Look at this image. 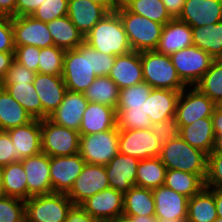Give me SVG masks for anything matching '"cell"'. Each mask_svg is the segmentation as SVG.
Returning <instances> with one entry per match:
<instances>
[{"instance_id":"obj_12","label":"cell","mask_w":222,"mask_h":222,"mask_svg":"<svg viewBox=\"0 0 222 222\" xmlns=\"http://www.w3.org/2000/svg\"><path fill=\"white\" fill-rule=\"evenodd\" d=\"M162 143L150 128L119 130V153L144 160L159 157Z\"/></svg>"},{"instance_id":"obj_58","label":"cell","mask_w":222,"mask_h":222,"mask_svg":"<svg viewBox=\"0 0 222 222\" xmlns=\"http://www.w3.org/2000/svg\"><path fill=\"white\" fill-rule=\"evenodd\" d=\"M16 0H0V15L4 17H15Z\"/></svg>"},{"instance_id":"obj_29","label":"cell","mask_w":222,"mask_h":222,"mask_svg":"<svg viewBox=\"0 0 222 222\" xmlns=\"http://www.w3.org/2000/svg\"><path fill=\"white\" fill-rule=\"evenodd\" d=\"M180 91L153 88L146 99V114L152 122L175 119Z\"/></svg>"},{"instance_id":"obj_2","label":"cell","mask_w":222,"mask_h":222,"mask_svg":"<svg viewBox=\"0 0 222 222\" xmlns=\"http://www.w3.org/2000/svg\"><path fill=\"white\" fill-rule=\"evenodd\" d=\"M84 42L107 55H125L132 51L122 20L116 11L108 12L84 36Z\"/></svg>"},{"instance_id":"obj_46","label":"cell","mask_w":222,"mask_h":222,"mask_svg":"<svg viewBox=\"0 0 222 222\" xmlns=\"http://www.w3.org/2000/svg\"><path fill=\"white\" fill-rule=\"evenodd\" d=\"M40 49L36 46H15L14 60L29 70L38 73Z\"/></svg>"},{"instance_id":"obj_17","label":"cell","mask_w":222,"mask_h":222,"mask_svg":"<svg viewBox=\"0 0 222 222\" xmlns=\"http://www.w3.org/2000/svg\"><path fill=\"white\" fill-rule=\"evenodd\" d=\"M26 173L28 199L32 196L53 193L50 181V157L45 153L21 160Z\"/></svg>"},{"instance_id":"obj_39","label":"cell","mask_w":222,"mask_h":222,"mask_svg":"<svg viewBox=\"0 0 222 222\" xmlns=\"http://www.w3.org/2000/svg\"><path fill=\"white\" fill-rule=\"evenodd\" d=\"M164 185L188 198L196 195L205 186L197 174L174 169H167Z\"/></svg>"},{"instance_id":"obj_21","label":"cell","mask_w":222,"mask_h":222,"mask_svg":"<svg viewBox=\"0 0 222 222\" xmlns=\"http://www.w3.org/2000/svg\"><path fill=\"white\" fill-rule=\"evenodd\" d=\"M138 163V159L118 152L116 156L105 165L110 188H114L118 192L125 194L135 186Z\"/></svg>"},{"instance_id":"obj_24","label":"cell","mask_w":222,"mask_h":222,"mask_svg":"<svg viewBox=\"0 0 222 222\" xmlns=\"http://www.w3.org/2000/svg\"><path fill=\"white\" fill-rule=\"evenodd\" d=\"M108 76L120 90L143 82L141 52L131 51L125 55L116 56Z\"/></svg>"},{"instance_id":"obj_3","label":"cell","mask_w":222,"mask_h":222,"mask_svg":"<svg viewBox=\"0 0 222 222\" xmlns=\"http://www.w3.org/2000/svg\"><path fill=\"white\" fill-rule=\"evenodd\" d=\"M207 154L192 147L178 134L162 144L159 159L167 169L197 174L203 181L207 173Z\"/></svg>"},{"instance_id":"obj_59","label":"cell","mask_w":222,"mask_h":222,"mask_svg":"<svg viewBox=\"0 0 222 222\" xmlns=\"http://www.w3.org/2000/svg\"><path fill=\"white\" fill-rule=\"evenodd\" d=\"M215 204L218 218H222V190L215 189Z\"/></svg>"},{"instance_id":"obj_18","label":"cell","mask_w":222,"mask_h":222,"mask_svg":"<svg viewBox=\"0 0 222 222\" xmlns=\"http://www.w3.org/2000/svg\"><path fill=\"white\" fill-rule=\"evenodd\" d=\"M81 207L92 217L109 222L124 209V194L114 188H107L85 200Z\"/></svg>"},{"instance_id":"obj_60","label":"cell","mask_w":222,"mask_h":222,"mask_svg":"<svg viewBox=\"0 0 222 222\" xmlns=\"http://www.w3.org/2000/svg\"><path fill=\"white\" fill-rule=\"evenodd\" d=\"M103 5L109 12L115 11L119 6L113 0H90Z\"/></svg>"},{"instance_id":"obj_57","label":"cell","mask_w":222,"mask_h":222,"mask_svg":"<svg viewBox=\"0 0 222 222\" xmlns=\"http://www.w3.org/2000/svg\"><path fill=\"white\" fill-rule=\"evenodd\" d=\"M109 222H157L155 215L152 216H127L120 214Z\"/></svg>"},{"instance_id":"obj_56","label":"cell","mask_w":222,"mask_h":222,"mask_svg":"<svg viewBox=\"0 0 222 222\" xmlns=\"http://www.w3.org/2000/svg\"><path fill=\"white\" fill-rule=\"evenodd\" d=\"M14 61V52H0V81L4 79Z\"/></svg>"},{"instance_id":"obj_10","label":"cell","mask_w":222,"mask_h":222,"mask_svg":"<svg viewBox=\"0 0 222 222\" xmlns=\"http://www.w3.org/2000/svg\"><path fill=\"white\" fill-rule=\"evenodd\" d=\"M172 64L186 86H195L210 68L214 58L195 45L170 55Z\"/></svg>"},{"instance_id":"obj_55","label":"cell","mask_w":222,"mask_h":222,"mask_svg":"<svg viewBox=\"0 0 222 222\" xmlns=\"http://www.w3.org/2000/svg\"><path fill=\"white\" fill-rule=\"evenodd\" d=\"M172 18H178L182 13L185 0H161Z\"/></svg>"},{"instance_id":"obj_33","label":"cell","mask_w":222,"mask_h":222,"mask_svg":"<svg viewBox=\"0 0 222 222\" xmlns=\"http://www.w3.org/2000/svg\"><path fill=\"white\" fill-rule=\"evenodd\" d=\"M191 28L193 45L209 53L214 59H222V21Z\"/></svg>"},{"instance_id":"obj_16","label":"cell","mask_w":222,"mask_h":222,"mask_svg":"<svg viewBox=\"0 0 222 222\" xmlns=\"http://www.w3.org/2000/svg\"><path fill=\"white\" fill-rule=\"evenodd\" d=\"M157 222H186L188 197L162 185L152 190Z\"/></svg>"},{"instance_id":"obj_37","label":"cell","mask_w":222,"mask_h":222,"mask_svg":"<svg viewBox=\"0 0 222 222\" xmlns=\"http://www.w3.org/2000/svg\"><path fill=\"white\" fill-rule=\"evenodd\" d=\"M167 168L159 157L140 160L137 167L135 186L155 189L164 185Z\"/></svg>"},{"instance_id":"obj_41","label":"cell","mask_w":222,"mask_h":222,"mask_svg":"<svg viewBox=\"0 0 222 222\" xmlns=\"http://www.w3.org/2000/svg\"><path fill=\"white\" fill-rule=\"evenodd\" d=\"M123 6L134 14L163 25L173 19L161 0H127Z\"/></svg>"},{"instance_id":"obj_19","label":"cell","mask_w":222,"mask_h":222,"mask_svg":"<svg viewBox=\"0 0 222 222\" xmlns=\"http://www.w3.org/2000/svg\"><path fill=\"white\" fill-rule=\"evenodd\" d=\"M33 85L42 104V119L48 118L59 107L67 92L64 80L62 76L36 73Z\"/></svg>"},{"instance_id":"obj_63","label":"cell","mask_w":222,"mask_h":222,"mask_svg":"<svg viewBox=\"0 0 222 222\" xmlns=\"http://www.w3.org/2000/svg\"><path fill=\"white\" fill-rule=\"evenodd\" d=\"M212 222H222V218H217L216 220H214Z\"/></svg>"},{"instance_id":"obj_15","label":"cell","mask_w":222,"mask_h":222,"mask_svg":"<svg viewBox=\"0 0 222 222\" xmlns=\"http://www.w3.org/2000/svg\"><path fill=\"white\" fill-rule=\"evenodd\" d=\"M15 46L31 45L45 48L54 45L46 22L31 15L12 17Z\"/></svg>"},{"instance_id":"obj_44","label":"cell","mask_w":222,"mask_h":222,"mask_svg":"<svg viewBox=\"0 0 222 222\" xmlns=\"http://www.w3.org/2000/svg\"><path fill=\"white\" fill-rule=\"evenodd\" d=\"M205 187L222 190V149L217 147L207 156Z\"/></svg>"},{"instance_id":"obj_5","label":"cell","mask_w":222,"mask_h":222,"mask_svg":"<svg viewBox=\"0 0 222 222\" xmlns=\"http://www.w3.org/2000/svg\"><path fill=\"white\" fill-rule=\"evenodd\" d=\"M123 23L132 51L156 50L163 24L128 11L123 5L115 10Z\"/></svg>"},{"instance_id":"obj_27","label":"cell","mask_w":222,"mask_h":222,"mask_svg":"<svg viewBox=\"0 0 222 222\" xmlns=\"http://www.w3.org/2000/svg\"><path fill=\"white\" fill-rule=\"evenodd\" d=\"M178 134L192 147L203 151L207 155L219 147L211 117L198 119L187 126L178 127Z\"/></svg>"},{"instance_id":"obj_47","label":"cell","mask_w":222,"mask_h":222,"mask_svg":"<svg viewBox=\"0 0 222 222\" xmlns=\"http://www.w3.org/2000/svg\"><path fill=\"white\" fill-rule=\"evenodd\" d=\"M36 73L17 61H13L1 84L33 83Z\"/></svg>"},{"instance_id":"obj_54","label":"cell","mask_w":222,"mask_h":222,"mask_svg":"<svg viewBox=\"0 0 222 222\" xmlns=\"http://www.w3.org/2000/svg\"><path fill=\"white\" fill-rule=\"evenodd\" d=\"M213 130L216 136L218 145L222 143V106H217L211 116Z\"/></svg>"},{"instance_id":"obj_13","label":"cell","mask_w":222,"mask_h":222,"mask_svg":"<svg viewBox=\"0 0 222 222\" xmlns=\"http://www.w3.org/2000/svg\"><path fill=\"white\" fill-rule=\"evenodd\" d=\"M109 187L105 166L86 163L67 196L74 205H81L89 197Z\"/></svg>"},{"instance_id":"obj_22","label":"cell","mask_w":222,"mask_h":222,"mask_svg":"<svg viewBox=\"0 0 222 222\" xmlns=\"http://www.w3.org/2000/svg\"><path fill=\"white\" fill-rule=\"evenodd\" d=\"M88 103L83 93L67 90L59 107L48 118L57 125L79 132Z\"/></svg>"},{"instance_id":"obj_30","label":"cell","mask_w":222,"mask_h":222,"mask_svg":"<svg viewBox=\"0 0 222 222\" xmlns=\"http://www.w3.org/2000/svg\"><path fill=\"white\" fill-rule=\"evenodd\" d=\"M217 218L214 188L204 186L188 199L186 222H212Z\"/></svg>"},{"instance_id":"obj_43","label":"cell","mask_w":222,"mask_h":222,"mask_svg":"<svg viewBox=\"0 0 222 222\" xmlns=\"http://www.w3.org/2000/svg\"><path fill=\"white\" fill-rule=\"evenodd\" d=\"M0 222H25V200L1 194Z\"/></svg>"},{"instance_id":"obj_34","label":"cell","mask_w":222,"mask_h":222,"mask_svg":"<svg viewBox=\"0 0 222 222\" xmlns=\"http://www.w3.org/2000/svg\"><path fill=\"white\" fill-rule=\"evenodd\" d=\"M123 214L127 216L155 215V201L151 189L133 186L124 194Z\"/></svg>"},{"instance_id":"obj_36","label":"cell","mask_w":222,"mask_h":222,"mask_svg":"<svg viewBox=\"0 0 222 222\" xmlns=\"http://www.w3.org/2000/svg\"><path fill=\"white\" fill-rule=\"evenodd\" d=\"M120 89L109 76L97 77L83 92L90 103H100L116 109L119 101Z\"/></svg>"},{"instance_id":"obj_31","label":"cell","mask_w":222,"mask_h":222,"mask_svg":"<svg viewBox=\"0 0 222 222\" xmlns=\"http://www.w3.org/2000/svg\"><path fill=\"white\" fill-rule=\"evenodd\" d=\"M47 26L56 47L70 50L84 43L83 34L67 15L47 22Z\"/></svg>"},{"instance_id":"obj_38","label":"cell","mask_w":222,"mask_h":222,"mask_svg":"<svg viewBox=\"0 0 222 222\" xmlns=\"http://www.w3.org/2000/svg\"><path fill=\"white\" fill-rule=\"evenodd\" d=\"M2 87L31 115L42 120V104L33 83L1 84Z\"/></svg>"},{"instance_id":"obj_4","label":"cell","mask_w":222,"mask_h":222,"mask_svg":"<svg viewBox=\"0 0 222 222\" xmlns=\"http://www.w3.org/2000/svg\"><path fill=\"white\" fill-rule=\"evenodd\" d=\"M62 78L67 90L80 93L97 78L93 71L92 48L85 42L65 51Z\"/></svg>"},{"instance_id":"obj_49","label":"cell","mask_w":222,"mask_h":222,"mask_svg":"<svg viewBox=\"0 0 222 222\" xmlns=\"http://www.w3.org/2000/svg\"><path fill=\"white\" fill-rule=\"evenodd\" d=\"M150 129L162 144L167 143L178 135L175 119L153 122Z\"/></svg>"},{"instance_id":"obj_20","label":"cell","mask_w":222,"mask_h":222,"mask_svg":"<svg viewBox=\"0 0 222 222\" xmlns=\"http://www.w3.org/2000/svg\"><path fill=\"white\" fill-rule=\"evenodd\" d=\"M179 20L191 27H201L222 21V0H185Z\"/></svg>"},{"instance_id":"obj_28","label":"cell","mask_w":222,"mask_h":222,"mask_svg":"<svg viewBox=\"0 0 222 222\" xmlns=\"http://www.w3.org/2000/svg\"><path fill=\"white\" fill-rule=\"evenodd\" d=\"M116 109L100 103H88L81 119L80 135L96 134L117 126Z\"/></svg>"},{"instance_id":"obj_1","label":"cell","mask_w":222,"mask_h":222,"mask_svg":"<svg viewBox=\"0 0 222 222\" xmlns=\"http://www.w3.org/2000/svg\"><path fill=\"white\" fill-rule=\"evenodd\" d=\"M152 87L141 82L120 90L116 107L117 128L119 130H136L151 128L152 121L146 114V99Z\"/></svg>"},{"instance_id":"obj_61","label":"cell","mask_w":222,"mask_h":222,"mask_svg":"<svg viewBox=\"0 0 222 222\" xmlns=\"http://www.w3.org/2000/svg\"><path fill=\"white\" fill-rule=\"evenodd\" d=\"M2 177H3V167L0 166V195L2 194Z\"/></svg>"},{"instance_id":"obj_52","label":"cell","mask_w":222,"mask_h":222,"mask_svg":"<svg viewBox=\"0 0 222 222\" xmlns=\"http://www.w3.org/2000/svg\"><path fill=\"white\" fill-rule=\"evenodd\" d=\"M64 222H105L101 219L90 216L81 205H73L67 213Z\"/></svg>"},{"instance_id":"obj_6","label":"cell","mask_w":222,"mask_h":222,"mask_svg":"<svg viewBox=\"0 0 222 222\" xmlns=\"http://www.w3.org/2000/svg\"><path fill=\"white\" fill-rule=\"evenodd\" d=\"M144 82L152 88L182 91L187 86L179 78L169 55L156 50L141 52Z\"/></svg>"},{"instance_id":"obj_35","label":"cell","mask_w":222,"mask_h":222,"mask_svg":"<svg viewBox=\"0 0 222 222\" xmlns=\"http://www.w3.org/2000/svg\"><path fill=\"white\" fill-rule=\"evenodd\" d=\"M2 195L22 200L28 199L26 173L21 161L12 162L3 167Z\"/></svg>"},{"instance_id":"obj_11","label":"cell","mask_w":222,"mask_h":222,"mask_svg":"<svg viewBox=\"0 0 222 222\" xmlns=\"http://www.w3.org/2000/svg\"><path fill=\"white\" fill-rule=\"evenodd\" d=\"M216 107L217 105L197 87L187 86L180 92L176 104L177 127H184L198 119L211 117Z\"/></svg>"},{"instance_id":"obj_48","label":"cell","mask_w":222,"mask_h":222,"mask_svg":"<svg viewBox=\"0 0 222 222\" xmlns=\"http://www.w3.org/2000/svg\"><path fill=\"white\" fill-rule=\"evenodd\" d=\"M19 153L16 152L9 134L0 131V166L4 167L12 162L21 161Z\"/></svg>"},{"instance_id":"obj_50","label":"cell","mask_w":222,"mask_h":222,"mask_svg":"<svg viewBox=\"0 0 222 222\" xmlns=\"http://www.w3.org/2000/svg\"><path fill=\"white\" fill-rule=\"evenodd\" d=\"M14 33L12 18L0 17V52H14Z\"/></svg>"},{"instance_id":"obj_62","label":"cell","mask_w":222,"mask_h":222,"mask_svg":"<svg viewBox=\"0 0 222 222\" xmlns=\"http://www.w3.org/2000/svg\"><path fill=\"white\" fill-rule=\"evenodd\" d=\"M118 6L123 5L127 0H113Z\"/></svg>"},{"instance_id":"obj_26","label":"cell","mask_w":222,"mask_h":222,"mask_svg":"<svg viewBox=\"0 0 222 222\" xmlns=\"http://www.w3.org/2000/svg\"><path fill=\"white\" fill-rule=\"evenodd\" d=\"M108 12L103 5L90 0H68L67 16L83 36Z\"/></svg>"},{"instance_id":"obj_42","label":"cell","mask_w":222,"mask_h":222,"mask_svg":"<svg viewBox=\"0 0 222 222\" xmlns=\"http://www.w3.org/2000/svg\"><path fill=\"white\" fill-rule=\"evenodd\" d=\"M65 51L66 50L55 45L41 48L38 61V73L62 76Z\"/></svg>"},{"instance_id":"obj_14","label":"cell","mask_w":222,"mask_h":222,"mask_svg":"<svg viewBox=\"0 0 222 222\" xmlns=\"http://www.w3.org/2000/svg\"><path fill=\"white\" fill-rule=\"evenodd\" d=\"M86 162L79 153L50 157V181L53 193L68 194Z\"/></svg>"},{"instance_id":"obj_25","label":"cell","mask_w":222,"mask_h":222,"mask_svg":"<svg viewBox=\"0 0 222 222\" xmlns=\"http://www.w3.org/2000/svg\"><path fill=\"white\" fill-rule=\"evenodd\" d=\"M22 159L38 155L41 150V120L33 119L31 122L8 129L6 131Z\"/></svg>"},{"instance_id":"obj_9","label":"cell","mask_w":222,"mask_h":222,"mask_svg":"<svg viewBox=\"0 0 222 222\" xmlns=\"http://www.w3.org/2000/svg\"><path fill=\"white\" fill-rule=\"evenodd\" d=\"M78 131L55 124L49 118L41 120V150L49 157L79 153Z\"/></svg>"},{"instance_id":"obj_53","label":"cell","mask_w":222,"mask_h":222,"mask_svg":"<svg viewBox=\"0 0 222 222\" xmlns=\"http://www.w3.org/2000/svg\"><path fill=\"white\" fill-rule=\"evenodd\" d=\"M46 0H16L15 16L31 15Z\"/></svg>"},{"instance_id":"obj_7","label":"cell","mask_w":222,"mask_h":222,"mask_svg":"<svg viewBox=\"0 0 222 222\" xmlns=\"http://www.w3.org/2000/svg\"><path fill=\"white\" fill-rule=\"evenodd\" d=\"M73 205L64 193L32 196L25 200V222H64Z\"/></svg>"},{"instance_id":"obj_23","label":"cell","mask_w":222,"mask_h":222,"mask_svg":"<svg viewBox=\"0 0 222 222\" xmlns=\"http://www.w3.org/2000/svg\"><path fill=\"white\" fill-rule=\"evenodd\" d=\"M191 45H193L191 26L178 18H173L164 24L156 51L170 56Z\"/></svg>"},{"instance_id":"obj_51","label":"cell","mask_w":222,"mask_h":222,"mask_svg":"<svg viewBox=\"0 0 222 222\" xmlns=\"http://www.w3.org/2000/svg\"><path fill=\"white\" fill-rule=\"evenodd\" d=\"M116 56L98 52L92 48L93 71L97 77L108 76Z\"/></svg>"},{"instance_id":"obj_40","label":"cell","mask_w":222,"mask_h":222,"mask_svg":"<svg viewBox=\"0 0 222 222\" xmlns=\"http://www.w3.org/2000/svg\"><path fill=\"white\" fill-rule=\"evenodd\" d=\"M217 106L222 104V59H214L210 68L195 85Z\"/></svg>"},{"instance_id":"obj_45","label":"cell","mask_w":222,"mask_h":222,"mask_svg":"<svg viewBox=\"0 0 222 222\" xmlns=\"http://www.w3.org/2000/svg\"><path fill=\"white\" fill-rule=\"evenodd\" d=\"M68 13V0H46L31 16L42 22H50L56 18L66 16Z\"/></svg>"},{"instance_id":"obj_32","label":"cell","mask_w":222,"mask_h":222,"mask_svg":"<svg viewBox=\"0 0 222 222\" xmlns=\"http://www.w3.org/2000/svg\"><path fill=\"white\" fill-rule=\"evenodd\" d=\"M31 115L17 102L4 87H0V131L31 122Z\"/></svg>"},{"instance_id":"obj_8","label":"cell","mask_w":222,"mask_h":222,"mask_svg":"<svg viewBox=\"0 0 222 222\" xmlns=\"http://www.w3.org/2000/svg\"><path fill=\"white\" fill-rule=\"evenodd\" d=\"M117 126L96 134L80 135L79 154L87 164L107 165L119 152Z\"/></svg>"}]
</instances>
